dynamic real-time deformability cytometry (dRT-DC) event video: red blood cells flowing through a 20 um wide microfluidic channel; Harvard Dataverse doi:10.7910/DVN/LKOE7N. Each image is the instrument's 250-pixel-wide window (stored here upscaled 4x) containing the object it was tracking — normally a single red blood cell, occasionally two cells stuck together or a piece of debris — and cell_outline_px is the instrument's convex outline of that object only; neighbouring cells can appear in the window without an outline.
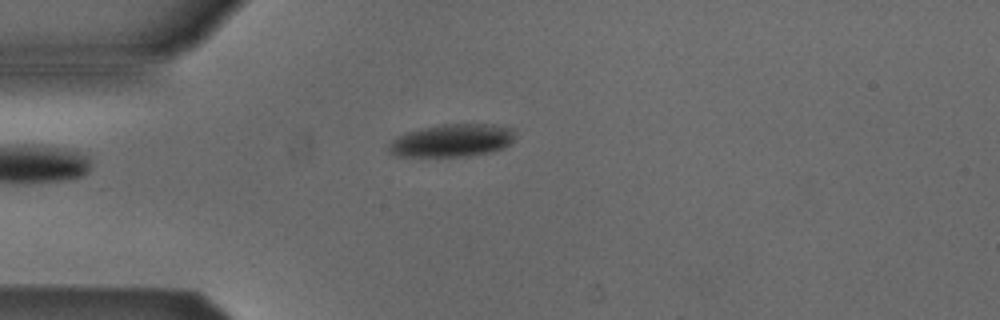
{"species": "Egyptian fruit bat (a non-hibernating species)", "species_latin": "Rousettus aegyptiacus", "temperature_condition": "cold", "stored_images_in_passage": 2, "camera_frame_rate_fps": 3000, "um_per_image_px": 0.085, "animal": {"sex": "male"}, "frame": {"image": 1, "passage_image": 2, "time_ms": 1.0, "image_size_px": [1000, 320], "cell_outline_px": [[516, 128], [512, 140], [504, 148], [492, 152], [468, 156], [396, 156], [388, 152], [388, 144], [396, 136], [404, 132], [420, 128], [440, 124], [492, 124]], "centroid_in_image_um": [38.4, 11.93], "position_along_channel_um": 46.6, "area_um2": 24.45}}